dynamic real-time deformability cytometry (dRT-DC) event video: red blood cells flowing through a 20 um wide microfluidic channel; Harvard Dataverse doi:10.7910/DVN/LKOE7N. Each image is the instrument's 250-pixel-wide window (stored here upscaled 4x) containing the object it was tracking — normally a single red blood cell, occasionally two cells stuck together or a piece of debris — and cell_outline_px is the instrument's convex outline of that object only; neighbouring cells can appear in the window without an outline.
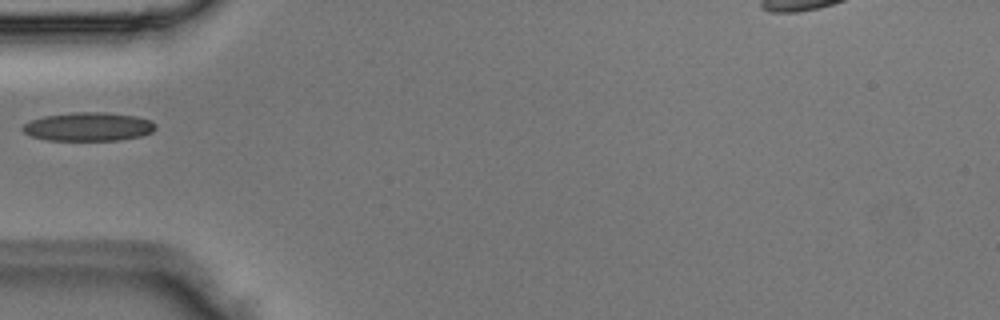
{"species": "Egyptian fruit bat (a non-hibernating species)", "species_latin": "Rousettus aegyptiacus", "temperature_condition": "room temperature", "stored_images_in_passage": 1, "camera_frame_rate_fps": 3000, "um_per_image_px": 0.085, "animal": {"sex": "male"}, "frame": {"image": 1, "passage_image": 1, "time_ms": 0.0, "image_size_px": [1000, 320], "cell_outline_px": [[156, 128], [152, 132], [140, 136], [120, 140], [48, 140], [32, 136], [24, 132], [20, 128], [24, 124], [32, 120], [44, 116], [76, 112], [104, 112], [136, 116], [152, 120], [156, 124]], "centroid_in_image_um": [7.54, 10.76], "position_along_channel_um": 77.5, "area_um2": 22.14}}